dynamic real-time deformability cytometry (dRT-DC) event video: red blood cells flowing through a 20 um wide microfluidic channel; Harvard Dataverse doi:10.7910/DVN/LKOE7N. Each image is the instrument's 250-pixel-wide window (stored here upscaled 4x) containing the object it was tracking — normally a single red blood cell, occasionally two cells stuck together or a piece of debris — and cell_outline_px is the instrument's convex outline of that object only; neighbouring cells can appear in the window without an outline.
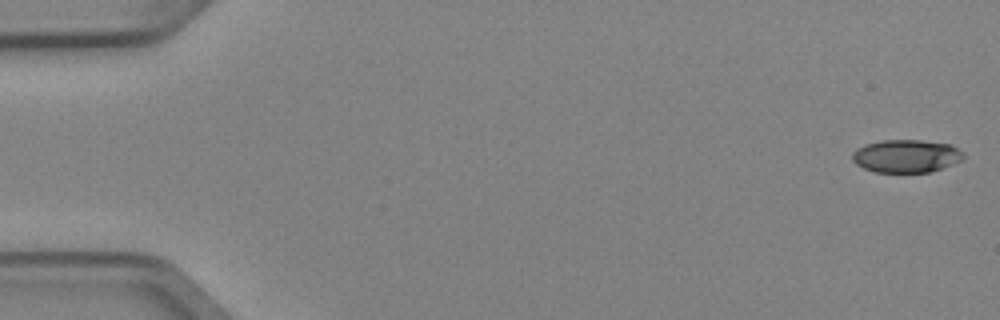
{"species": "Egyptian fruit bat (a non-hibernating species)", "species_latin": "Rousettus aegyptiacus", "temperature_condition": "cold", "stored_images_in_passage": 5, "camera_frame_rate_fps": 3000, "um_per_image_px": 0.085, "animal": {"sex": "female"}, "frame": {"image": 1, "passage_image": 1, "time_ms": 0.0, "image_size_px": [1000, 320], "cell_outline_px": [[964, 156], [960, 160], [940, 168], [928, 172], [872, 172], [856, 164], [852, 160], [852, 152], [856, 148], [864, 144], [880, 140], [920, 140], [948, 144], [964, 152]], "centroid_in_image_um": [76.95, 13.26], "position_along_channel_um": 8.0, "area_um2": 21.21}}
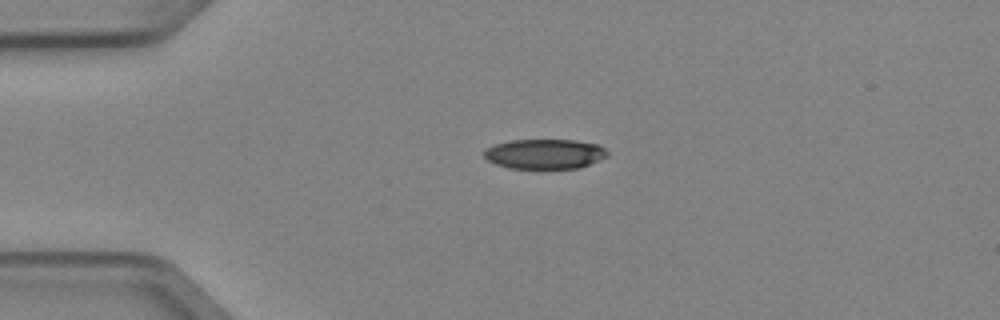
{"frame": {"image": 2, "passage_image": 4, "time_ms": 1.0, "image_size_px": [1000, 320], "cell_outline_px": [[608, 156], [580, 168], [508, 168], [496, 164], [488, 160], [484, 156], [484, 148], [496, 144], [512, 140], [576, 140], [600, 144], [608, 152]], "centroid_in_image_um": [46.32, 13.08], "position_along_channel_um": 38.7, "area_um2": 21.5}}